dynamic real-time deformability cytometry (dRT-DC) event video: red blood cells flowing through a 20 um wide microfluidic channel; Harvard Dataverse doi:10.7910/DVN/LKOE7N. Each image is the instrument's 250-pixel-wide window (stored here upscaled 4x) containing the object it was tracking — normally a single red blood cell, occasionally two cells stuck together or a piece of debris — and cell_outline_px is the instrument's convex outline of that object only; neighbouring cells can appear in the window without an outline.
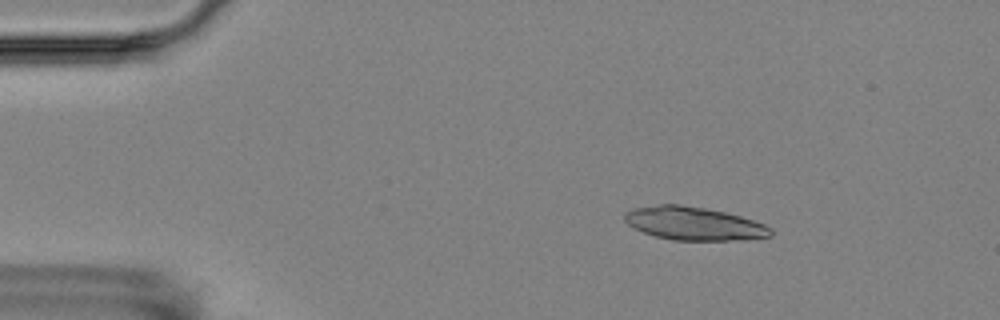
{"species": "Egyptian fruit bat (a non-hibernating species)", "species_latin": "Rousettus aegyptiacus", "temperature_condition": "room temperature", "stored_images_in_passage": 5, "camera_frame_rate_fps": 3000, "um_per_image_px": 0.085, "animal": {"sex": "female"}, "frame": {"image": 1, "passage_image": 3, "time_ms": 2.333, "image_size_px": [1000, 320], "cell_outline_px": [[772, 236], [744, 240], [672, 240], [656, 236], [644, 232], [628, 224], [624, 220], [624, 212], [632, 208], [660, 204], [680, 204], [704, 208], [724, 212], [740, 216], [764, 224], [772, 228]], "centroid_in_image_um": [58.98, 19.0], "position_along_channel_um": 26.0, "area_um2": 28.26}}